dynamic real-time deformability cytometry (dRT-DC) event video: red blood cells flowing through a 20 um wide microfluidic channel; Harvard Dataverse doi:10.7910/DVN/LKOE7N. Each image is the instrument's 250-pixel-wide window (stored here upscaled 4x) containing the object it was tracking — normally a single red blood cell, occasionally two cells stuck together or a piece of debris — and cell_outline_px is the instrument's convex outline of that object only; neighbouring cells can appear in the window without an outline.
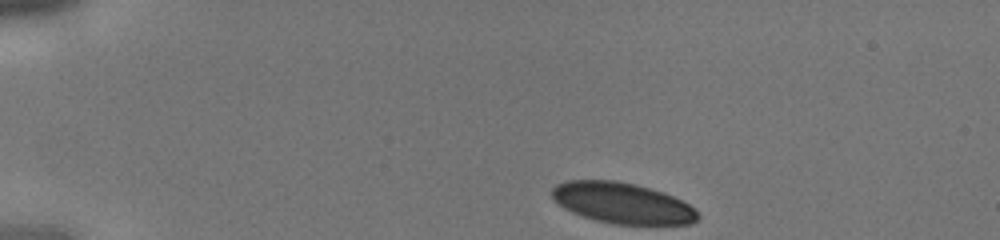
{"species": "human", "species_latin": "Homo sapiens", "temperature_condition": "cold", "stored_images_in_passage": 14, "camera_frame_rate_fps": 3000, "um_per_image_px": 0.085, "donor": {"sex": "male"}, "frame": {"image": 1, "passage_image": 1, "time_ms": 0.0, "image_size_px": [1000, 240], "cell_outline_px": [[700, 216], [692, 224], [616, 224], [596, 220], [572, 212], [564, 208], [552, 196], [552, 188], [556, 184], [568, 180], [616, 180], [636, 184], [664, 192], [688, 204]], "centroid_in_image_um": [52.89, 17.25], "position_along_channel_um": 32.1, "area_um2": 34.45}}
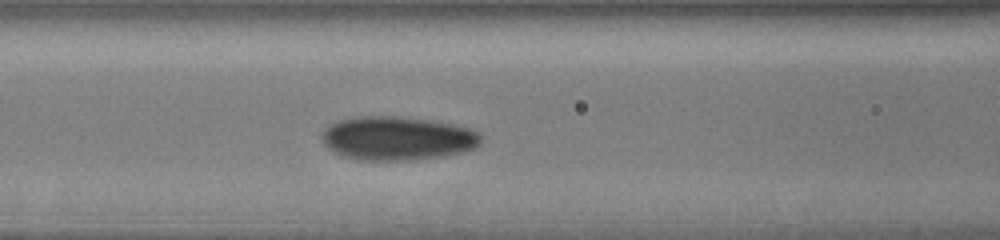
{"frame": {"image": 2, "passage_image": 10, "time_ms": 3.0, "image_size_px": [1000, 240], "cell_outline_px": [[480, 144], [476, 148], [464, 152], [444, 156], [412, 160], [356, 160], [344, 156], [328, 148], [324, 144], [324, 132], [336, 120], [360, 116], [396, 116], [428, 120], [452, 124], [468, 128], [476, 132], [480, 136]], "centroid_in_image_um": [33.8, 11.76], "position_along_channel_um": 132.8, "area_um2": 40.29}}
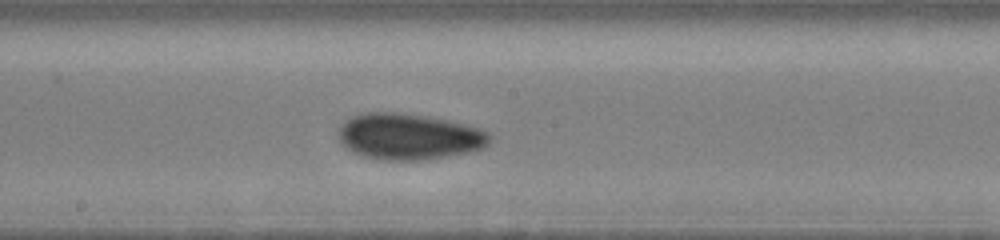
{"frame": {"image": 3, "passage_image": 14, "time_ms": 4.333, "image_size_px": [1000, 240], "cell_outline_px": [[492, 136], [488, 144], [484, 148], [468, 152], [420, 160], [384, 160], [360, 156], [352, 152], [340, 140], [340, 128], [352, 116], [364, 112], [396, 112], [428, 116], [448, 120], [480, 128], [488, 132]], "centroid_in_image_um": [34.79, 11.6], "position_along_channel_um": 213.4, "area_um2": 40.46}}